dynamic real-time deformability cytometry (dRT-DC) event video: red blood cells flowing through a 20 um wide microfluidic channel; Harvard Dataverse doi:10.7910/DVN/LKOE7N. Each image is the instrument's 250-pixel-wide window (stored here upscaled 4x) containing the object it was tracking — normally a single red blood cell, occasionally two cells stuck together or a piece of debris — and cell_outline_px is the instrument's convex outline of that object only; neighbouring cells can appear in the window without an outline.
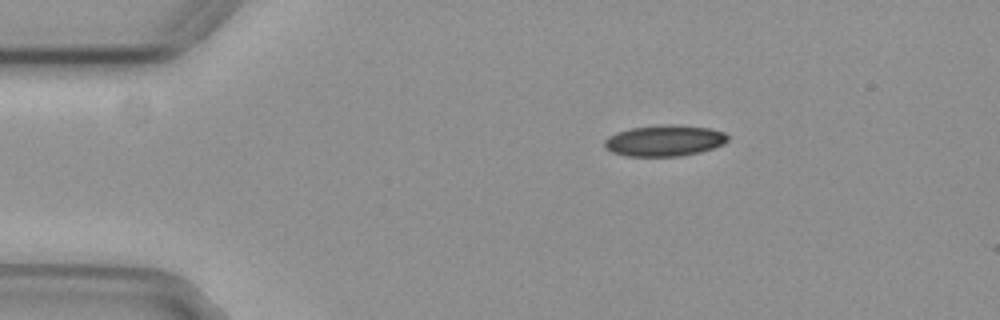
{"species": "common noctule bat (a hibernating species)", "species_latin": "Nyctalus noctula", "temperature_condition": "cold", "stored_images_in_passage": 46, "camera_frame_rate_fps": 3000, "um_per_image_px": 0.085, "animal": {"sex": "female", "body_mass_g": 29.2, "forearm_length_mm": 56.3}, "frame": {"image": 1, "passage_image": 1, "time_ms": 0.0, "image_size_px": [1000, 320], "cell_outline_px": [[728, 140], [724, 144], [700, 152], [680, 156], [624, 156], [612, 152], [604, 148], [604, 140], [608, 136], [616, 132], [632, 128], [672, 124], [708, 128], [724, 132], [728, 136]], "centroid_in_image_um": [56.45, 11.96], "position_along_channel_um": 28.5, "area_um2": 22.31}}
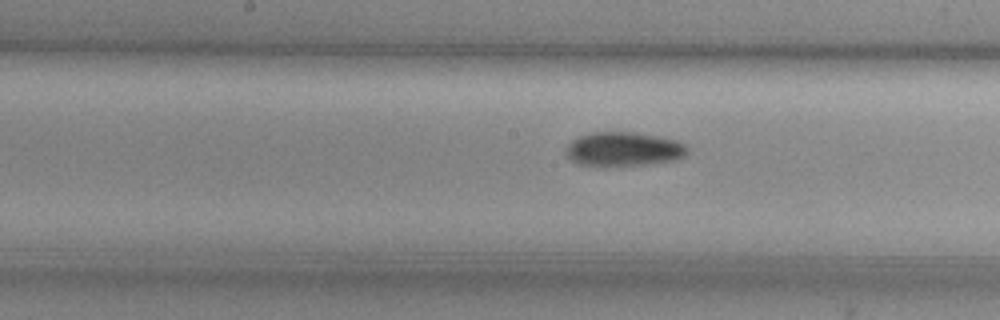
{"frame": {"image": 2, "passage_image": 19, "time_ms": 6.0, "image_size_px": [1000, 320], "cell_outline_px": [[688, 152], [684, 156], [676, 160], [644, 164], [604, 168], [576, 164], [568, 160], [564, 152], [564, 148], [572, 140], [580, 136], [592, 132], [636, 132], [676, 140], [684, 144], [688, 148]], "centroid_in_image_um": [52.92, 12.71], "position_along_channel_um": 195.3, "area_um2": 24.85}}
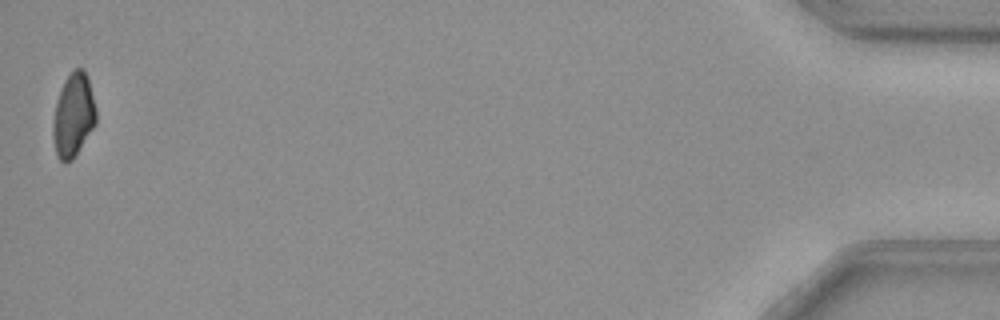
{"frame": {"image": 3, "passage_image": 46, "time_ms": 15.0, "image_size_px": [1000, 320], "cell_outline_px": [[96, 124], [72, 160], [64, 164], [56, 156], [52, 136], [52, 128], [56, 100], [60, 88], [64, 80], [76, 68], [84, 68], [88, 80], [96, 108]], "centroid_in_image_um": [6.22, 9.82], "position_along_channel_um": 429.0, "area_um2": 21.1}, "authors_computed_cell_mechanics": {"area_um2": 22.8021, "velocity_mm_per_s": 3.7204, "shape_relaxation_time_tau1_ms": 4.558, "shape_relaxation_time_tau2_ms": null, "deformation_change_tau1": 0.1144, "deformation_change_tau2": null}}